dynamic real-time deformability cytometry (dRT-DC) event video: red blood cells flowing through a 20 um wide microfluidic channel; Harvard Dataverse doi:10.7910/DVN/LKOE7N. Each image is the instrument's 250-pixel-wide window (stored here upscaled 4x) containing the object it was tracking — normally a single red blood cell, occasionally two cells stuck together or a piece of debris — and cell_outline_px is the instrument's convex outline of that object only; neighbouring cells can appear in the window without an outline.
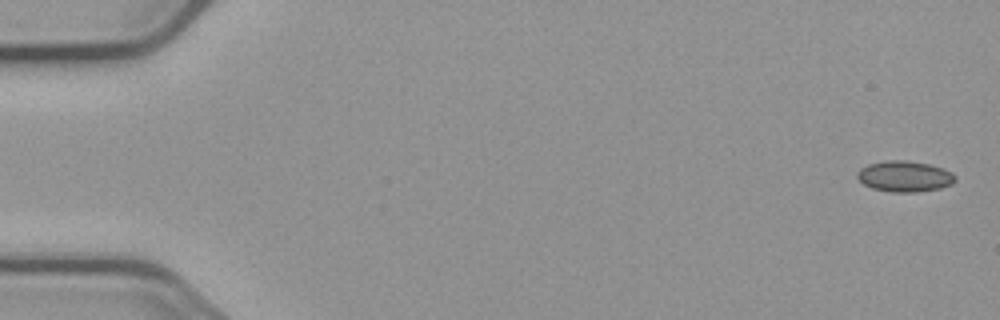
{"species": "common noctule bat (a hibernating species)", "species_latin": "Nyctalus noctula", "temperature_condition": "cold", "stored_images_in_passage": 6, "camera_frame_rate_fps": 3000, "um_per_image_px": 0.085, "animal": {"sex": "male", "body_mass_g": 23.1, "forearm_length_mm": 52.7}, "frame": {"image": 1, "passage_image": 1, "time_ms": 0.0, "image_size_px": [1000, 320], "cell_outline_px": [[956, 180], [952, 184], [940, 188], [916, 192], [892, 192], [872, 188], [864, 184], [856, 176], [856, 172], [860, 168], [868, 164], [892, 160], [904, 160], [928, 164], [952, 172], [956, 176]], "centroid_in_image_um": [76.88, 14.99], "position_along_channel_um": 8.1, "area_um2": 17.51}}
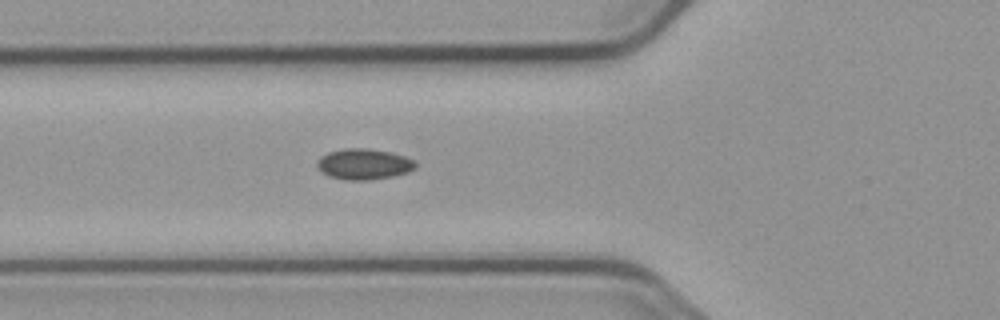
{"frame": {"image": 2, "passage_image": 6, "time_ms": 6.333, "image_size_px": [1000, 320], "cell_outline_px": [[416, 164], [408, 172], [392, 176], [368, 180], [348, 180], [328, 176], [320, 172], [316, 164], [316, 160], [320, 156], [328, 152], [344, 148], [368, 148], [388, 152], [404, 156], [412, 160]], "centroid_in_image_um": [30.84, 13.95], "position_along_channel_um": 95.0, "area_um2": 17.57}}